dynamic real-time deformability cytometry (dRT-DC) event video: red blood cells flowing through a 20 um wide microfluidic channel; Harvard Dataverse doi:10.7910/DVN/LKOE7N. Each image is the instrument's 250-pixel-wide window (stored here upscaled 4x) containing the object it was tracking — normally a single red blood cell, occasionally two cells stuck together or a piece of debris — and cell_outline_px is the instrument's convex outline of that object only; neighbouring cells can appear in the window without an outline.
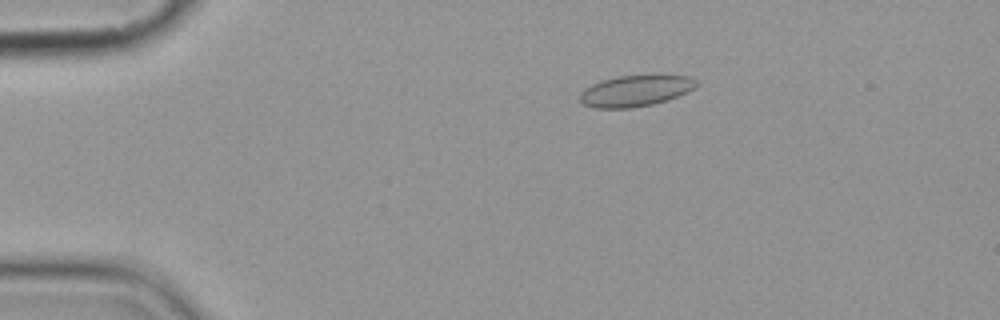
{"species": "common noctule bat (a hibernating species)", "species_latin": "Nyctalus noctula", "temperature_condition": "cold", "stored_images_in_passage": 6, "camera_frame_rate_fps": 3000, "um_per_image_px": 0.085, "animal": {"sex": "female", "body_mass_g": 19.9}, "frame": {"image": 1, "passage_image": 4, "time_ms": 3.333, "image_size_px": [1000, 320], "cell_outline_px": [[700, 84], [688, 92], [668, 100], [652, 104], [632, 108], [592, 108], [584, 104], [580, 100], [580, 92], [584, 88], [600, 80], [616, 76], [652, 72], [692, 76]], "centroid_in_image_um": [54.08, 7.66], "position_along_channel_um": 30.9, "area_um2": 22.31}}
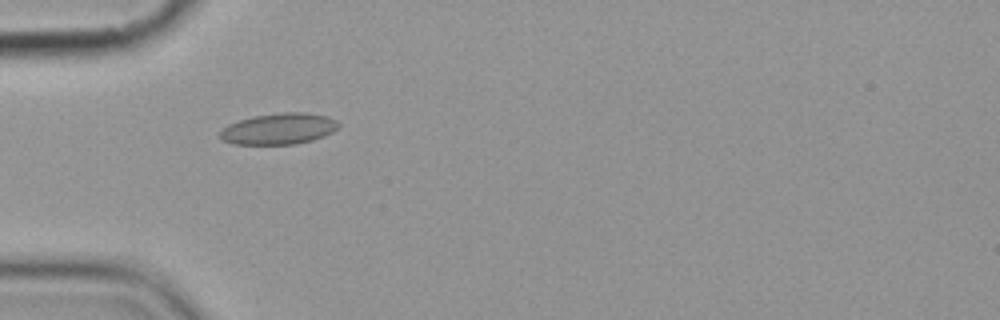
{"frame": {"image": 2, "passage_image": 5, "time_ms": 5.667, "image_size_px": [1000, 320], "cell_outline_px": [[340, 124], [332, 132], [324, 136], [312, 140], [296, 144], [232, 144], [220, 140], [220, 132], [228, 124], [252, 116], [280, 112], [308, 112], [328, 116], [336, 120]], "centroid_in_image_um": [23.7, 10.94], "position_along_channel_um": 61.3, "area_um2": 21.68}}
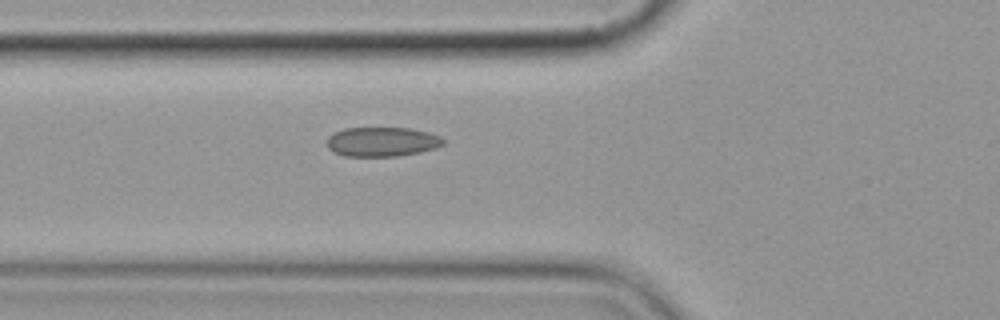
{"frame": {"image": 3, "passage_image": 6, "time_ms": 6.667, "image_size_px": [1000, 320], "cell_outline_px": [[444, 144], [436, 148], [420, 152], [396, 156], [344, 156], [332, 152], [328, 148], [328, 136], [344, 128], [412, 128], [428, 132], [440, 136], [444, 140]], "centroid_in_image_um": [32.48, 12.05], "position_along_channel_um": 93.3, "area_um2": 20.0}}